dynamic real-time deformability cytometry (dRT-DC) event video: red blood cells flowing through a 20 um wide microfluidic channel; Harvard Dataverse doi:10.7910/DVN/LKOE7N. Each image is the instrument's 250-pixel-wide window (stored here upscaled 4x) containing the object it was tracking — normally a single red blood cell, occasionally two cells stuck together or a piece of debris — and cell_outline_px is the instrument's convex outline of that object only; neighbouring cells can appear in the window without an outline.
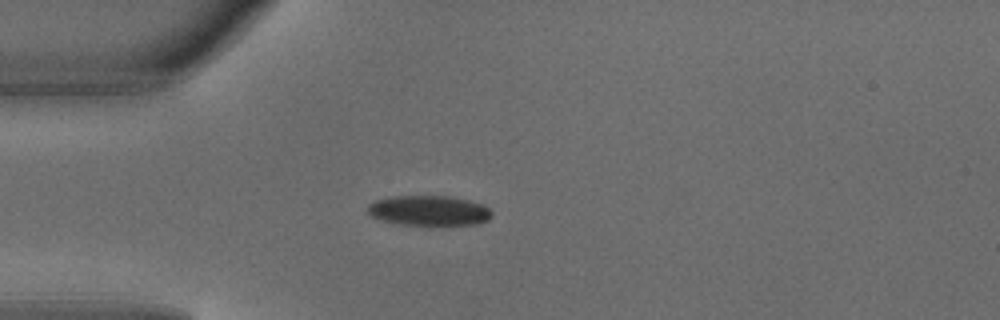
{"species": "common noctule bat (a hibernating species)", "species_latin": "Nyctalus noctula", "temperature_condition": "warm", "stored_images_in_passage": 3, "camera_frame_rate_fps": 3000, "um_per_image_px": 0.085, "animal": {"sex": "male", "body_mass_g": 18.8}, "frame": {"image": 1, "passage_image": 3, "time_ms": 0.667, "image_size_px": [1000, 320], "cell_outline_px": [[492, 216], [488, 220], [480, 224], [400, 224], [384, 220], [372, 216], [368, 212], [368, 204], [376, 200], [392, 196], [448, 196], [468, 200], [480, 204], [488, 208], [492, 212]], "centroid_in_image_um": [36.47, 17.89], "position_along_channel_um": 48.5, "area_um2": 21.39}}